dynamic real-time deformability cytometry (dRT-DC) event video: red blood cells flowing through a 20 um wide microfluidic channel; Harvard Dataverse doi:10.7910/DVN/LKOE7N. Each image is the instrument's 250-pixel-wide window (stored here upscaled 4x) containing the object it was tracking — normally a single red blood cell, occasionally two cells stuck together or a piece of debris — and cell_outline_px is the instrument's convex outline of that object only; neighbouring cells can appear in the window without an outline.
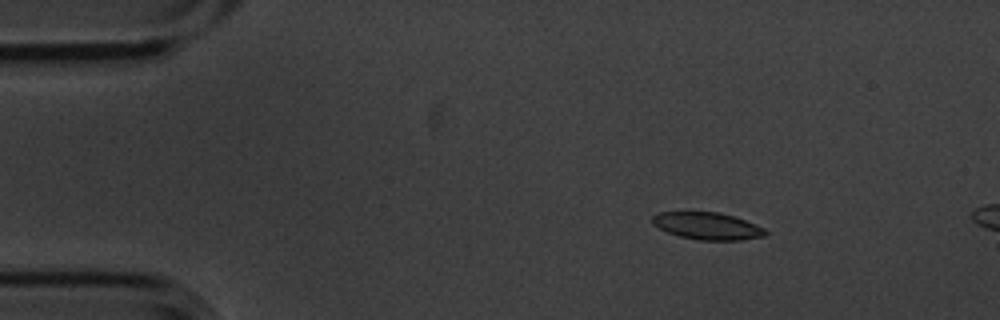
{"species": "common noctule bat (a hibernating species)", "species_latin": "Nyctalus noctula", "temperature_condition": "cold", "stored_images_in_passage": 3, "camera_frame_rate_fps": 3000, "um_per_image_px": 0.085, "animal": {"sex": "male", "body_mass_g": 20.1, "forearm_length_mm": 53.5}, "frame": {"image": 1, "passage_image": 1, "time_ms": 0.0, "image_size_px": [1000, 320], "cell_outline_px": [[768, 232], [764, 236], [740, 240], [700, 240], [680, 236], [668, 232], [652, 224], [652, 216], [660, 212], [720, 212], [744, 220], [764, 228]], "centroid_in_image_um": [60.12, 19.21], "position_along_channel_um": 24.9, "area_um2": 17.69}}